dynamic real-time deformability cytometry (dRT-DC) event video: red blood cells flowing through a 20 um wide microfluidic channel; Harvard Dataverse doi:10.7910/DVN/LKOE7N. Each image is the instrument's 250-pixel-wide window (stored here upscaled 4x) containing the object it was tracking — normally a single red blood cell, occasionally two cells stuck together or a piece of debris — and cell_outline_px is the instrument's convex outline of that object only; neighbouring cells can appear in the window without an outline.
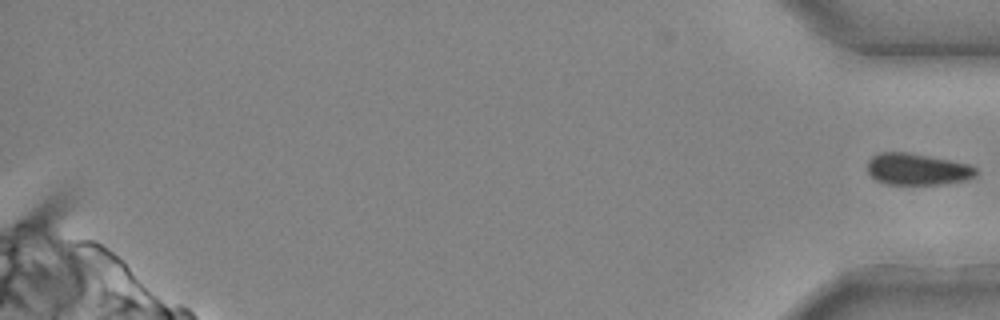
{"species": "common noctule bat (a hibernating species)", "species_latin": "Nyctalus noctula", "temperature_condition": "cold", "stored_images_in_passage": 27, "segment_of_instrument_passage": [2, 2], "camera_frame_rate_fps": 3000, "um_per_image_px": 0.085, "animal": {"sex": "male", "body_mass_g": 20.4}, "frame": {"image": 1, "passage_image": 27, "time_ms": 8.667, "image_size_px": [1000, 320], "cell_outline_px": [[976, 176], [968, 180], [936, 184], [888, 184], [876, 180], [868, 172], [868, 160], [872, 156], [880, 152], [908, 152], [968, 164], [976, 168]], "centroid_in_image_um": [77.95, 14.38], "position_along_channel_um": 357.2, "area_um2": 19.83}}